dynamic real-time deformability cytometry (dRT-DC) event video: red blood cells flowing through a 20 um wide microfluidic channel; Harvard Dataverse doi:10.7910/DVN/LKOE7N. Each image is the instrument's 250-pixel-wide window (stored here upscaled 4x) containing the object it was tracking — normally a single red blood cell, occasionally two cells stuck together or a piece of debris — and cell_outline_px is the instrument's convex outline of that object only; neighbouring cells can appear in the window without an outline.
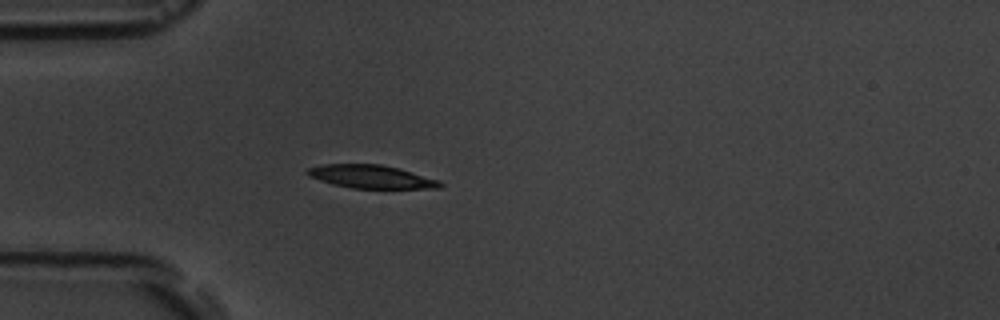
{"species": "common noctule bat (a hibernating species)", "species_latin": "Nyctalus noctula", "temperature_condition": "room temperature", "stored_images_in_passage": 5, "camera_frame_rate_fps": 3000, "um_per_image_px": 0.085, "animal": {"sex": "male", "body_mass_g": 19.5, "forearm_length_mm": 54.6}, "frame": {"image": 1, "passage_image": 5, "time_ms": 4.667, "image_size_px": [1000, 320], "cell_outline_px": [[444, 184], [440, 188], [352, 188], [332, 184], [308, 176], [304, 172], [308, 168], [320, 164], [380, 164], [400, 168], [440, 180]], "centroid_in_image_um": [31.55, 15.01], "position_along_channel_um": 53.5, "area_um2": 18.09}}